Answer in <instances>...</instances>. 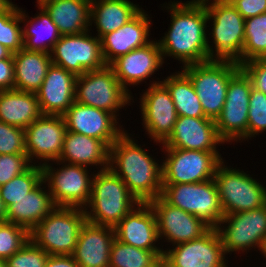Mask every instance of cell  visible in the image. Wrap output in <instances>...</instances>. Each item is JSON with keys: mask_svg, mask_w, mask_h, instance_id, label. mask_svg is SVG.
I'll use <instances>...</instances> for the list:
<instances>
[{"mask_svg": "<svg viewBox=\"0 0 266 267\" xmlns=\"http://www.w3.org/2000/svg\"><path fill=\"white\" fill-rule=\"evenodd\" d=\"M37 165V166H36ZM43 181V170L38 164H32L25 172L14 177L0 187V195L7 209L25 197Z\"/></svg>", "mask_w": 266, "mask_h": 267, "instance_id": "obj_35", "label": "cell"}, {"mask_svg": "<svg viewBox=\"0 0 266 267\" xmlns=\"http://www.w3.org/2000/svg\"><path fill=\"white\" fill-rule=\"evenodd\" d=\"M226 252L216 228L200 238L163 250L162 267H228Z\"/></svg>", "mask_w": 266, "mask_h": 267, "instance_id": "obj_15", "label": "cell"}, {"mask_svg": "<svg viewBox=\"0 0 266 267\" xmlns=\"http://www.w3.org/2000/svg\"><path fill=\"white\" fill-rule=\"evenodd\" d=\"M222 4H231L233 5L237 0H213Z\"/></svg>", "mask_w": 266, "mask_h": 267, "instance_id": "obj_50", "label": "cell"}, {"mask_svg": "<svg viewBox=\"0 0 266 267\" xmlns=\"http://www.w3.org/2000/svg\"><path fill=\"white\" fill-rule=\"evenodd\" d=\"M42 115L36 93L0 91V121L26 129Z\"/></svg>", "mask_w": 266, "mask_h": 267, "instance_id": "obj_31", "label": "cell"}, {"mask_svg": "<svg viewBox=\"0 0 266 267\" xmlns=\"http://www.w3.org/2000/svg\"><path fill=\"white\" fill-rule=\"evenodd\" d=\"M163 250H144L118 241L112 243L109 267H162Z\"/></svg>", "mask_w": 266, "mask_h": 267, "instance_id": "obj_34", "label": "cell"}, {"mask_svg": "<svg viewBox=\"0 0 266 267\" xmlns=\"http://www.w3.org/2000/svg\"><path fill=\"white\" fill-rule=\"evenodd\" d=\"M207 10V22L211 23L207 39L210 60H230L242 64L245 19L231 4H222L212 0H202ZM214 46V47H213Z\"/></svg>", "mask_w": 266, "mask_h": 267, "instance_id": "obj_4", "label": "cell"}, {"mask_svg": "<svg viewBox=\"0 0 266 267\" xmlns=\"http://www.w3.org/2000/svg\"><path fill=\"white\" fill-rule=\"evenodd\" d=\"M266 131V94L252 87L249 97L247 139Z\"/></svg>", "mask_w": 266, "mask_h": 267, "instance_id": "obj_39", "label": "cell"}, {"mask_svg": "<svg viewBox=\"0 0 266 267\" xmlns=\"http://www.w3.org/2000/svg\"><path fill=\"white\" fill-rule=\"evenodd\" d=\"M233 6L244 19L266 12V0H237Z\"/></svg>", "mask_w": 266, "mask_h": 267, "instance_id": "obj_44", "label": "cell"}, {"mask_svg": "<svg viewBox=\"0 0 266 267\" xmlns=\"http://www.w3.org/2000/svg\"><path fill=\"white\" fill-rule=\"evenodd\" d=\"M161 197L170 205L216 228L224 216L214 179L189 184H162Z\"/></svg>", "mask_w": 266, "mask_h": 267, "instance_id": "obj_9", "label": "cell"}, {"mask_svg": "<svg viewBox=\"0 0 266 267\" xmlns=\"http://www.w3.org/2000/svg\"><path fill=\"white\" fill-rule=\"evenodd\" d=\"M31 165L26 154H1L0 187L25 172Z\"/></svg>", "mask_w": 266, "mask_h": 267, "instance_id": "obj_42", "label": "cell"}, {"mask_svg": "<svg viewBox=\"0 0 266 267\" xmlns=\"http://www.w3.org/2000/svg\"><path fill=\"white\" fill-rule=\"evenodd\" d=\"M58 161L88 169L101 166L98 170L102 171L109 167V147L102 140L67 130Z\"/></svg>", "mask_w": 266, "mask_h": 267, "instance_id": "obj_26", "label": "cell"}, {"mask_svg": "<svg viewBox=\"0 0 266 267\" xmlns=\"http://www.w3.org/2000/svg\"><path fill=\"white\" fill-rule=\"evenodd\" d=\"M0 267H7L6 260L0 259Z\"/></svg>", "mask_w": 266, "mask_h": 267, "instance_id": "obj_53", "label": "cell"}, {"mask_svg": "<svg viewBox=\"0 0 266 267\" xmlns=\"http://www.w3.org/2000/svg\"><path fill=\"white\" fill-rule=\"evenodd\" d=\"M251 89V80L242 69L228 83L223 109L215 120L218 135L226 144L247 140Z\"/></svg>", "mask_w": 266, "mask_h": 267, "instance_id": "obj_13", "label": "cell"}, {"mask_svg": "<svg viewBox=\"0 0 266 267\" xmlns=\"http://www.w3.org/2000/svg\"><path fill=\"white\" fill-rule=\"evenodd\" d=\"M14 89L36 93L52 65L51 55L22 48L13 54Z\"/></svg>", "mask_w": 266, "mask_h": 267, "instance_id": "obj_30", "label": "cell"}, {"mask_svg": "<svg viewBox=\"0 0 266 267\" xmlns=\"http://www.w3.org/2000/svg\"><path fill=\"white\" fill-rule=\"evenodd\" d=\"M52 64L64 68L76 77L86 71L106 66L101 50V39L90 30L79 34L61 35L51 53Z\"/></svg>", "mask_w": 266, "mask_h": 267, "instance_id": "obj_14", "label": "cell"}, {"mask_svg": "<svg viewBox=\"0 0 266 267\" xmlns=\"http://www.w3.org/2000/svg\"><path fill=\"white\" fill-rule=\"evenodd\" d=\"M42 7L61 35L83 33L90 28L91 0H50Z\"/></svg>", "mask_w": 266, "mask_h": 267, "instance_id": "obj_28", "label": "cell"}, {"mask_svg": "<svg viewBox=\"0 0 266 267\" xmlns=\"http://www.w3.org/2000/svg\"><path fill=\"white\" fill-rule=\"evenodd\" d=\"M252 59H266V12L245 19L242 63Z\"/></svg>", "mask_w": 266, "mask_h": 267, "instance_id": "obj_36", "label": "cell"}, {"mask_svg": "<svg viewBox=\"0 0 266 267\" xmlns=\"http://www.w3.org/2000/svg\"><path fill=\"white\" fill-rule=\"evenodd\" d=\"M114 240V227L86 220L81 227L72 256L79 267H109Z\"/></svg>", "mask_w": 266, "mask_h": 267, "instance_id": "obj_24", "label": "cell"}, {"mask_svg": "<svg viewBox=\"0 0 266 267\" xmlns=\"http://www.w3.org/2000/svg\"><path fill=\"white\" fill-rule=\"evenodd\" d=\"M164 63L158 41L152 40L147 45L118 57L109 66L121 85L132 95L128 86L134 87L149 79Z\"/></svg>", "mask_w": 266, "mask_h": 267, "instance_id": "obj_21", "label": "cell"}, {"mask_svg": "<svg viewBox=\"0 0 266 267\" xmlns=\"http://www.w3.org/2000/svg\"><path fill=\"white\" fill-rule=\"evenodd\" d=\"M166 10L171 22L168 32L158 44L163 61L171 57L181 61L183 66L209 61L207 47V10L202 0L170 1ZM207 30V31H206Z\"/></svg>", "mask_w": 266, "mask_h": 267, "instance_id": "obj_1", "label": "cell"}, {"mask_svg": "<svg viewBox=\"0 0 266 267\" xmlns=\"http://www.w3.org/2000/svg\"><path fill=\"white\" fill-rule=\"evenodd\" d=\"M38 9L40 12L30 19L26 11L20 8L21 23H24L23 48L50 54L61 34L46 10L42 6H38Z\"/></svg>", "mask_w": 266, "mask_h": 267, "instance_id": "obj_32", "label": "cell"}, {"mask_svg": "<svg viewBox=\"0 0 266 267\" xmlns=\"http://www.w3.org/2000/svg\"><path fill=\"white\" fill-rule=\"evenodd\" d=\"M62 116L68 131L102 140L108 147L126 131L113 114L76 101Z\"/></svg>", "mask_w": 266, "mask_h": 267, "instance_id": "obj_19", "label": "cell"}, {"mask_svg": "<svg viewBox=\"0 0 266 267\" xmlns=\"http://www.w3.org/2000/svg\"><path fill=\"white\" fill-rule=\"evenodd\" d=\"M140 96L142 125L148 136L160 145L169 137L177 120L170 92L161 81H153Z\"/></svg>", "mask_w": 266, "mask_h": 267, "instance_id": "obj_16", "label": "cell"}, {"mask_svg": "<svg viewBox=\"0 0 266 267\" xmlns=\"http://www.w3.org/2000/svg\"><path fill=\"white\" fill-rule=\"evenodd\" d=\"M61 167H53L50 162L42 165L43 181L48 186L56 207L83 208L91 197L93 172L89 176L88 167L52 161Z\"/></svg>", "mask_w": 266, "mask_h": 267, "instance_id": "obj_10", "label": "cell"}, {"mask_svg": "<svg viewBox=\"0 0 266 267\" xmlns=\"http://www.w3.org/2000/svg\"><path fill=\"white\" fill-rule=\"evenodd\" d=\"M125 131L109 147V169L120 177L139 203H149L161 196L162 163ZM154 158V159H153Z\"/></svg>", "mask_w": 266, "mask_h": 267, "instance_id": "obj_2", "label": "cell"}, {"mask_svg": "<svg viewBox=\"0 0 266 267\" xmlns=\"http://www.w3.org/2000/svg\"><path fill=\"white\" fill-rule=\"evenodd\" d=\"M151 19L144 9L118 30L101 38V50L104 62L110 65L122 55L150 43Z\"/></svg>", "mask_w": 266, "mask_h": 267, "instance_id": "obj_23", "label": "cell"}, {"mask_svg": "<svg viewBox=\"0 0 266 267\" xmlns=\"http://www.w3.org/2000/svg\"><path fill=\"white\" fill-rule=\"evenodd\" d=\"M46 187V183L42 181L16 204L9 206L6 209V221L22 226L30 232L56 207Z\"/></svg>", "mask_w": 266, "mask_h": 267, "instance_id": "obj_27", "label": "cell"}, {"mask_svg": "<svg viewBox=\"0 0 266 267\" xmlns=\"http://www.w3.org/2000/svg\"><path fill=\"white\" fill-rule=\"evenodd\" d=\"M181 69L192 81L205 116L216 120L225 103L228 83L240 65L230 60H209Z\"/></svg>", "mask_w": 266, "mask_h": 267, "instance_id": "obj_5", "label": "cell"}, {"mask_svg": "<svg viewBox=\"0 0 266 267\" xmlns=\"http://www.w3.org/2000/svg\"><path fill=\"white\" fill-rule=\"evenodd\" d=\"M20 7L14 4L7 12L0 14V44L13 54L23 48Z\"/></svg>", "mask_w": 266, "mask_h": 267, "instance_id": "obj_37", "label": "cell"}, {"mask_svg": "<svg viewBox=\"0 0 266 267\" xmlns=\"http://www.w3.org/2000/svg\"><path fill=\"white\" fill-rule=\"evenodd\" d=\"M162 184H189L214 179L218 165L224 160L220 152L161 148Z\"/></svg>", "mask_w": 266, "mask_h": 267, "instance_id": "obj_11", "label": "cell"}, {"mask_svg": "<svg viewBox=\"0 0 266 267\" xmlns=\"http://www.w3.org/2000/svg\"><path fill=\"white\" fill-rule=\"evenodd\" d=\"M49 254L29 240L21 249L6 259L7 267H44Z\"/></svg>", "mask_w": 266, "mask_h": 267, "instance_id": "obj_40", "label": "cell"}, {"mask_svg": "<svg viewBox=\"0 0 266 267\" xmlns=\"http://www.w3.org/2000/svg\"><path fill=\"white\" fill-rule=\"evenodd\" d=\"M86 220L83 208L55 207L30 231V240L49 255H72Z\"/></svg>", "mask_w": 266, "mask_h": 267, "instance_id": "obj_6", "label": "cell"}, {"mask_svg": "<svg viewBox=\"0 0 266 267\" xmlns=\"http://www.w3.org/2000/svg\"><path fill=\"white\" fill-rule=\"evenodd\" d=\"M6 58H13V53L8 50L5 46L0 44V60Z\"/></svg>", "mask_w": 266, "mask_h": 267, "instance_id": "obj_48", "label": "cell"}, {"mask_svg": "<svg viewBox=\"0 0 266 267\" xmlns=\"http://www.w3.org/2000/svg\"><path fill=\"white\" fill-rule=\"evenodd\" d=\"M222 143L225 142L218 135L215 120L208 117L178 116L173 131L162 143V147L219 152L217 148Z\"/></svg>", "mask_w": 266, "mask_h": 267, "instance_id": "obj_20", "label": "cell"}, {"mask_svg": "<svg viewBox=\"0 0 266 267\" xmlns=\"http://www.w3.org/2000/svg\"><path fill=\"white\" fill-rule=\"evenodd\" d=\"M6 221V208L0 195V223Z\"/></svg>", "mask_w": 266, "mask_h": 267, "instance_id": "obj_49", "label": "cell"}, {"mask_svg": "<svg viewBox=\"0 0 266 267\" xmlns=\"http://www.w3.org/2000/svg\"><path fill=\"white\" fill-rule=\"evenodd\" d=\"M48 1H50V0H37V7L38 6H42L45 2H48Z\"/></svg>", "mask_w": 266, "mask_h": 267, "instance_id": "obj_52", "label": "cell"}, {"mask_svg": "<svg viewBox=\"0 0 266 267\" xmlns=\"http://www.w3.org/2000/svg\"><path fill=\"white\" fill-rule=\"evenodd\" d=\"M261 254L263 255V257L266 258V241L263 243V246L261 248ZM266 265V264H265Z\"/></svg>", "mask_w": 266, "mask_h": 267, "instance_id": "obj_51", "label": "cell"}, {"mask_svg": "<svg viewBox=\"0 0 266 267\" xmlns=\"http://www.w3.org/2000/svg\"><path fill=\"white\" fill-rule=\"evenodd\" d=\"M115 238L144 250H164L156 245L158 237L156 214L149 203H139L115 227Z\"/></svg>", "mask_w": 266, "mask_h": 267, "instance_id": "obj_22", "label": "cell"}, {"mask_svg": "<svg viewBox=\"0 0 266 267\" xmlns=\"http://www.w3.org/2000/svg\"><path fill=\"white\" fill-rule=\"evenodd\" d=\"M141 10L139 4L136 5L130 0H91L90 26L94 24L96 35L101 39L104 35L118 30Z\"/></svg>", "mask_w": 266, "mask_h": 267, "instance_id": "obj_29", "label": "cell"}, {"mask_svg": "<svg viewBox=\"0 0 266 267\" xmlns=\"http://www.w3.org/2000/svg\"><path fill=\"white\" fill-rule=\"evenodd\" d=\"M13 5L12 0H0V14L7 12Z\"/></svg>", "mask_w": 266, "mask_h": 267, "instance_id": "obj_47", "label": "cell"}, {"mask_svg": "<svg viewBox=\"0 0 266 267\" xmlns=\"http://www.w3.org/2000/svg\"><path fill=\"white\" fill-rule=\"evenodd\" d=\"M76 76L52 64L40 89L36 92L43 115L62 116L75 102Z\"/></svg>", "mask_w": 266, "mask_h": 267, "instance_id": "obj_25", "label": "cell"}, {"mask_svg": "<svg viewBox=\"0 0 266 267\" xmlns=\"http://www.w3.org/2000/svg\"><path fill=\"white\" fill-rule=\"evenodd\" d=\"M44 267H79L72 255H49Z\"/></svg>", "mask_w": 266, "mask_h": 267, "instance_id": "obj_46", "label": "cell"}, {"mask_svg": "<svg viewBox=\"0 0 266 267\" xmlns=\"http://www.w3.org/2000/svg\"><path fill=\"white\" fill-rule=\"evenodd\" d=\"M138 204L123 180L108 168L94 174L84 210L88 222L115 227Z\"/></svg>", "mask_w": 266, "mask_h": 267, "instance_id": "obj_3", "label": "cell"}, {"mask_svg": "<svg viewBox=\"0 0 266 267\" xmlns=\"http://www.w3.org/2000/svg\"><path fill=\"white\" fill-rule=\"evenodd\" d=\"M149 204L156 214L158 237L172 246L200 238L211 228L195 215L168 204L161 196Z\"/></svg>", "mask_w": 266, "mask_h": 267, "instance_id": "obj_18", "label": "cell"}, {"mask_svg": "<svg viewBox=\"0 0 266 267\" xmlns=\"http://www.w3.org/2000/svg\"><path fill=\"white\" fill-rule=\"evenodd\" d=\"M30 240V232L11 222L0 223V259L6 260Z\"/></svg>", "mask_w": 266, "mask_h": 267, "instance_id": "obj_38", "label": "cell"}, {"mask_svg": "<svg viewBox=\"0 0 266 267\" xmlns=\"http://www.w3.org/2000/svg\"><path fill=\"white\" fill-rule=\"evenodd\" d=\"M250 78L252 87L266 94V59H252L240 65Z\"/></svg>", "mask_w": 266, "mask_h": 267, "instance_id": "obj_43", "label": "cell"}, {"mask_svg": "<svg viewBox=\"0 0 266 267\" xmlns=\"http://www.w3.org/2000/svg\"><path fill=\"white\" fill-rule=\"evenodd\" d=\"M214 180L224 215L250 211L266 204L264 184L243 170L225 166L224 160L218 165Z\"/></svg>", "mask_w": 266, "mask_h": 267, "instance_id": "obj_8", "label": "cell"}, {"mask_svg": "<svg viewBox=\"0 0 266 267\" xmlns=\"http://www.w3.org/2000/svg\"><path fill=\"white\" fill-rule=\"evenodd\" d=\"M26 154L23 128L0 121V155Z\"/></svg>", "mask_w": 266, "mask_h": 267, "instance_id": "obj_41", "label": "cell"}, {"mask_svg": "<svg viewBox=\"0 0 266 267\" xmlns=\"http://www.w3.org/2000/svg\"><path fill=\"white\" fill-rule=\"evenodd\" d=\"M14 89L13 58L0 60V91Z\"/></svg>", "mask_w": 266, "mask_h": 267, "instance_id": "obj_45", "label": "cell"}, {"mask_svg": "<svg viewBox=\"0 0 266 267\" xmlns=\"http://www.w3.org/2000/svg\"><path fill=\"white\" fill-rule=\"evenodd\" d=\"M133 98L109 65L99 70L86 71L76 78L75 101L105 110L118 120L119 110L130 105Z\"/></svg>", "mask_w": 266, "mask_h": 267, "instance_id": "obj_7", "label": "cell"}, {"mask_svg": "<svg viewBox=\"0 0 266 267\" xmlns=\"http://www.w3.org/2000/svg\"><path fill=\"white\" fill-rule=\"evenodd\" d=\"M24 132L25 151L31 164H35L34 159L37 163L40 159V166L59 160L67 132L63 116L42 114Z\"/></svg>", "mask_w": 266, "mask_h": 267, "instance_id": "obj_17", "label": "cell"}, {"mask_svg": "<svg viewBox=\"0 0 266 267\" xmlns=\"http://www.w3.org/2000/svg\"><path fill=\"white\" fill-rule=\"evenodd\" d=\"M226 254L254 248L261 251L266 241V204L244 212L224 215L216 227Z\"/></svg>", "mask_w": 266, "mask_h": 267, "instance_id": "obj_12", "label": "cell"}, {"mask_svg": "<svg viewBox=\"0 0 266 267\" xmlns=\"http://www.w3.org/2000/svg\"><path fill=\"white\" fill-rule=\"evenodd\" d=\"M161 82L170 92L177 116L206 117L193 83L183 71L172 73Z\"/></svg>", "mask_w": 266, "mask_h": 267, "instance_id": "obj_33", "label": "cell"}]
</instances>
